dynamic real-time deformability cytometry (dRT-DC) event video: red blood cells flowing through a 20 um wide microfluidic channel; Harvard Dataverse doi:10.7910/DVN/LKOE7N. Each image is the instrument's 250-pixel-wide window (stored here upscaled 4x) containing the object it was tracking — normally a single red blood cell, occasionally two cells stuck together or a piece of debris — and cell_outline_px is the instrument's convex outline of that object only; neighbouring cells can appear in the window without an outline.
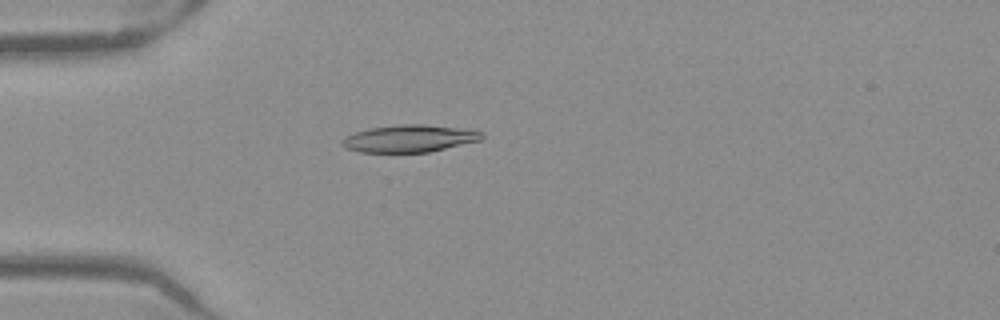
{"species": "Egyptian fruit bat (a non-hibernating species)", "species_latin": "Rousettus aegyptiacus", "temperature_condition": "warm", "stored_images_in_passage": 52, "camera_frame_rate_fps": 3000, "um_per_image_px": 0.085, "frame": {"image": 1, "passage_image": 15, "time_ms": 4.667, "image_size_px": [1000, 320], "cell_outline_px": [[484, 136], [480, 140], [428, 152], [360, 152], [344, 148], [340, 144], [340, 140], [356, 132], [368, 128], [400, 124], [424, 124], [456, 128], [484, 132]], "centroid_in_image_um": [34.74, 11.77], "position_along_channel_um": 50.3, "area_um2": 22.02}}
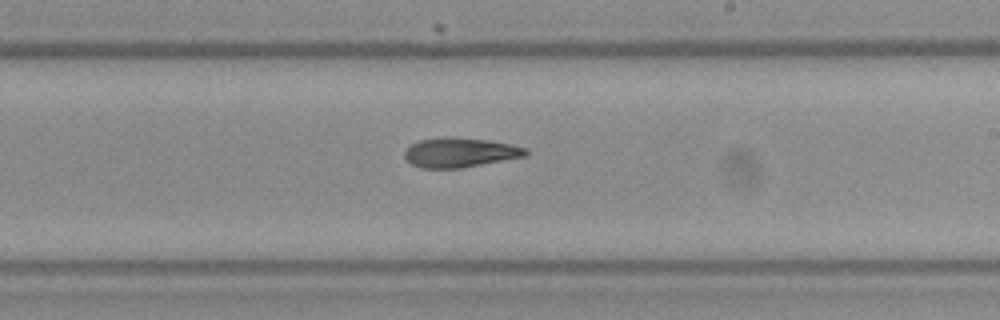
{"frame": {"image": 2, "passage_image": 31, "time_ms": 10.0, "image_size_px": [1000, 320], "cell_outline_px": [[528, 156], [460, 168], [420, 168], [412, 164], [404, 156], [404, 152], [412, 144], [420, 140], [448, 136], [488, 140], [512, 144], [528, 148]], "centroid_in_image_um": [39.14, 12.96], "position_along_channel_um": 249.9, "area_um2": 20.92}}
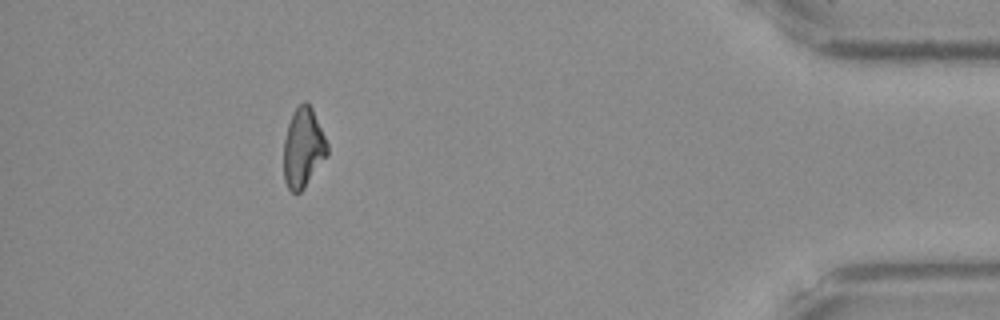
{"frame": {"image": 3, "passage_image": 47, "time_ms": 15.333, "image_size_px": [1000, 320], "cell_outline_px": [[328, 156], [304, 188], [300, 192], [292, 192], [288, 188], [284, 180], [284, 140], [288, 124], [292, 112], [304, 100], [312, 108], [328, 144]], "centroid_in_image_um": [25.77, 12.57], "position_along_channel_um": 409.4, "area_um2": 20.23}, "authors_computed_cell_mechanics": {"area_um2": 21.2993, "velocity_mm_per_s": 3.9885, "shape_relaxation_time_tau1_ms": 8.6861, "shape_relaxation_time_tau2_ms": 7.9576, "deformation_change_tau1": 0.2029, "deformation_change_tau2": 0.1665}}